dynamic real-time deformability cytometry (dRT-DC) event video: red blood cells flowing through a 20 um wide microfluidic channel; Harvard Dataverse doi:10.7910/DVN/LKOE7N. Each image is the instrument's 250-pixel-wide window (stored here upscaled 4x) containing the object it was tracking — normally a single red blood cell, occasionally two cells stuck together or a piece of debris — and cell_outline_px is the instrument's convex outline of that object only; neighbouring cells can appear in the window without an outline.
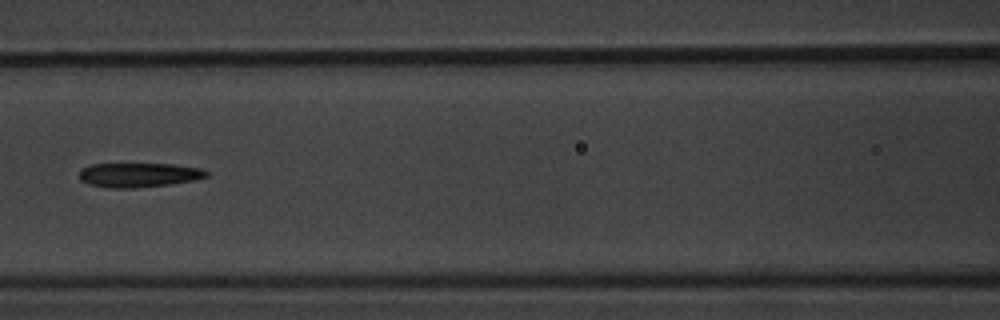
{"species": "common noctule bat (a hibernating species)", "species_latin": "Nyctalus noctula", "temperature_condition": "warm", "stored_images_in_passage": 9, "camera_frame_rate_fps": 3000, "um_per_image_px": 0.085, "animal": {"sex": "male", "body_mass_g": 20.1, "forearm_length_mm": 53.5}, "frame": {"image": 1, "passage_image": 8, "time_ms": 8.0, "image_size_px": [1000, 320], "cell_outline_px": [[208, 176], [196, 180], [172, 184], [132, 188], [108, 188], [88, 184], [80, 180], [80, 168], [88, 164], [176, 164], [200, 168], [208, 172]], "centroid_in_image_um": [11.79, 14.87], "position_along_channel_um": 154.8, "area_um2": 18.26}}